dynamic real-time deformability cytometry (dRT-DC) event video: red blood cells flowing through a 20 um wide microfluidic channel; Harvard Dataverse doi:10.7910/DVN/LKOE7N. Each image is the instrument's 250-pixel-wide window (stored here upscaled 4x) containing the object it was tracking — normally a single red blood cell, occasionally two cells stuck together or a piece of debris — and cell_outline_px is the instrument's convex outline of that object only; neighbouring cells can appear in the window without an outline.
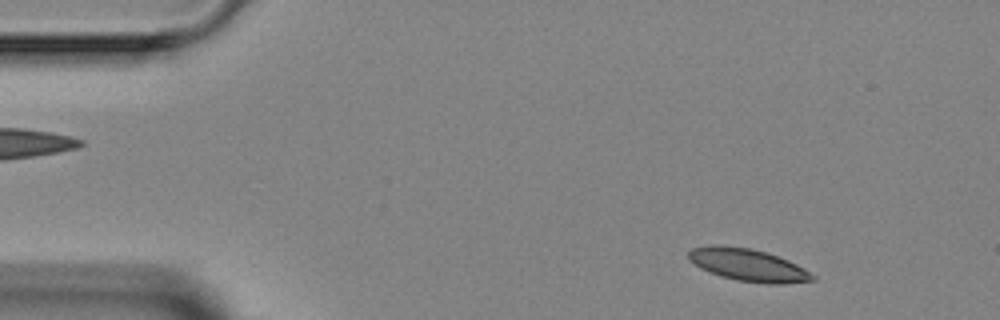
{"species": "Egyptian fruit bat (a non-hibernating species)", "species_latin": "Rousettus aegyptiacus", "temperature_condition": "room temperature", "stored_images_in_passage": 5, "camera_frame_rate_fps": 3000, "um_per_image_px": 0.085, "animal": {"sex": "female"}, "frame": {"image": 1, "passage_image": 2, "time_ms": 1.333, "image_size_px": [1000, 320], "cell_outline_px": [[816, 280], [784, 284], [768, 284], [736, 280], [720, 276], [700, 268], [688, 260], [688, 252], [692, 248], [712, 244], [720, 244], [752, 248], [768, 252], [788, 260], [804, 268], [816, 276]], "centroid_in_image_um": [63.58, 22.51], "position_along_channel_um": 21.4, "area_um2": 23.81}}